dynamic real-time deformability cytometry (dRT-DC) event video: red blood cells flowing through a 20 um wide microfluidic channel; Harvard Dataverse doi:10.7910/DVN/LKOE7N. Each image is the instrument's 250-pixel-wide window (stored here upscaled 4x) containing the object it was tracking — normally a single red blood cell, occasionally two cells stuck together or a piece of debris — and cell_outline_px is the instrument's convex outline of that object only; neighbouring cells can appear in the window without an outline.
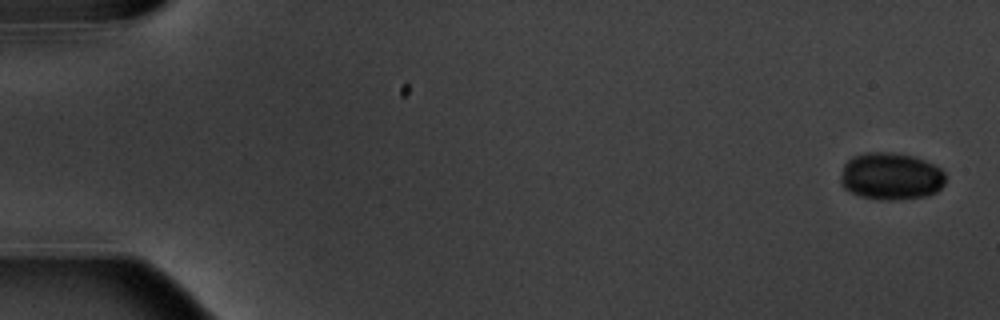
{"species": "common noctule bat (a hibernating species)", "species_latin": "Nyctalus noctula", "temperature_condition": "warm", "stored_images_in_passage": 5, "camera_frame_rate_fps": 3000, "um_per_image_px": 0.085, "animal": {"sex": "male", "body_mass_g": 20.1, "forearm_length_mm": 53.5}, "frame": {"image": 1, "passage_image": 1, "time_ms": 0.0, "image_size_px": [1000, 320], "cell_outline_px": [[944, 184], [936, 192], [924, 196], [892, 200], [876, 200], [860, 196], [844, 188], [840, 180], [840, 176], [844, 164], [848, 160], [856, 156], [868, 152], [892, 152], [912, 156], [924, 160], [940, 168], [944, 172]], "centroid_in_image_um": [75.71, 14.99], "position_along_channel_um": 9.3, "area_um2": 28.73}}
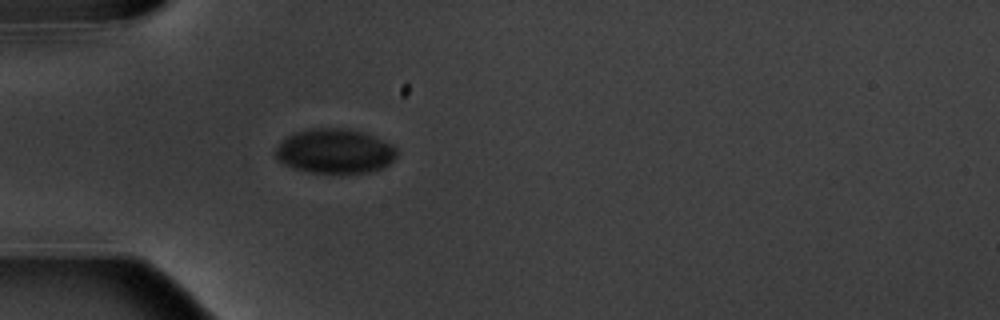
{"frame": {"image": 2, "passage_image": 5, "time_ms": 5.333, "image_size_px": [1000, 320], "cell_outline_px": [[400, 152], [384, 168], [368, 172], [308, 172], [292, 168], [276, 160], [272, 152], [280, 140], [296, 132], [312, 128], [340, 128], [360, 132], [372, 136], [392, 144]], "centroid_in_image_um": [28.4, 12.85], "position_along_channel_um": 56.6, "area_um2": 31.56}}